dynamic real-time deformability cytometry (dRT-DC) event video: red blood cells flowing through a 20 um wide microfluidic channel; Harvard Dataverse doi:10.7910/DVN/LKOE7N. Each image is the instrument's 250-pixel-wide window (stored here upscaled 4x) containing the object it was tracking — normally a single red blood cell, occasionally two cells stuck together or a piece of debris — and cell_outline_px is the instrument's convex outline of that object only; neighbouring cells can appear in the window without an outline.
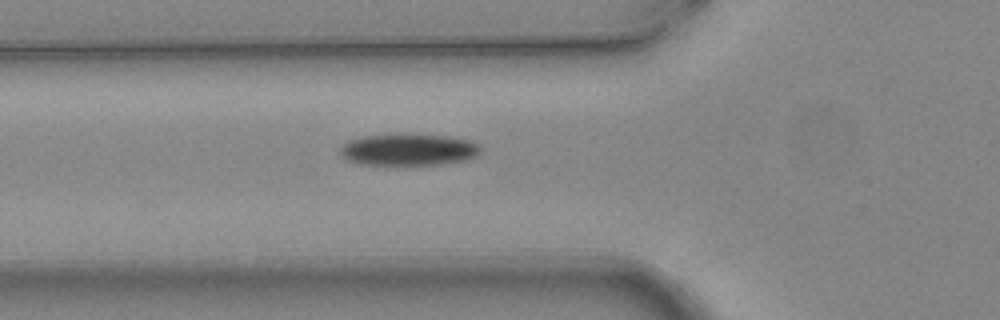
{"species": "common noctule bat (a hibernating species)", "species_latin": "Nyctalus noctula", "temperature_condition": "warm", "stored_images_in_passage": 2, "camera_frame_rate_fps": 3000, "um_per_image_px": 0.085, "animal": {"sex": "female", "body_mass_g": 24.6, "forearm_length_mm": 56.2}, "frame": {"image": 1, "passage_image": 2, "time_ms": 0.333, "image_size_px": [1000, 320], "cell_outline_px": [[480, 152], [476, 156], [464, 160], [440, 164], [404, 168], [384, 168], [360, 164], [348, 160], [340, 152], [340, 148], [348, 140], [364, 136], [400, 132], [404, 132], [448, 136], [468, 140], [476, 144], [480, 148]], "centroid_in_image_um": [34.66, 12.75], "position_along_channel_um": 91.1, "area_um2": 27.63}}